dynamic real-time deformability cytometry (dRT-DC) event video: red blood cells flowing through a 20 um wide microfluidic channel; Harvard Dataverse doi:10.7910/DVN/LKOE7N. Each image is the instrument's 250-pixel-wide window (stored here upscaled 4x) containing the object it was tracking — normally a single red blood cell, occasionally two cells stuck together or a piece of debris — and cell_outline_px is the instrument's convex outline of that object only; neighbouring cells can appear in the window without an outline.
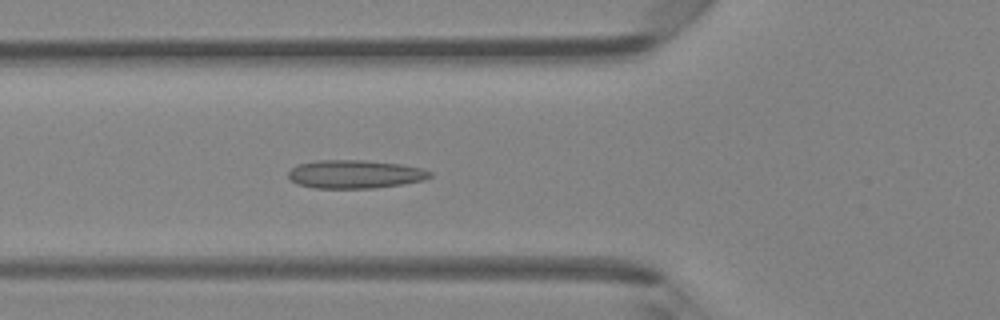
{"species": "Egyptian fruit bat (a non-hibernating species)", "species_latin": "Rousettus aegyptiacus", "temperature_condition": "room temperature", "stored_images_in_passage": 47, "camera_frame_rate_fps": 3000, "um_per_image_px": 0.085, "animal": {"sex": "female"}, "frame": {"image": 1, "passage_image": 17, "time_ms": 5.333, "image_size_px": [1000, 320], "cell_outline_px": [[432, 176], [424, 180], [404, 184], [372, 188], [316, 188], [296, 184], [288, 176], [288, 172], [292, 168], [300, 164], [320, 160], [364, 160], [400, 164], [424, 168], [432, 172]], "centroid_in_image_um": [30.22, 14.81], "position_along_channel_um": 95.6, "area_um2": 23.41}}
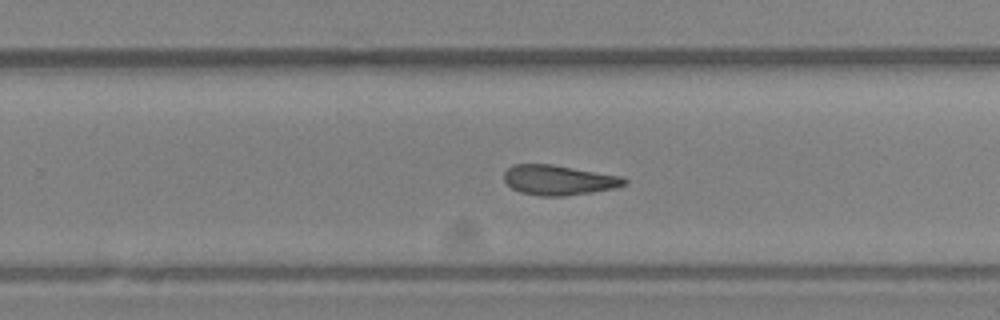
{"frame": {"image": 2, "passage_image": 30, "time_ms": 9.667, "image_size_px": [1000, 320], "cell_outline_px": [[628, 184], [616, 188], [592, 192], [564, 196], [540, 196], [520, 192], [512, 188], [504, 180], [504, 172], [512, 164], [552, 164], [624, 176], [628, 180]], "centroid_in_image_um": [47.54, 15.3], "position_along_channel_um": 282.3, "area_um2": 21.27}}
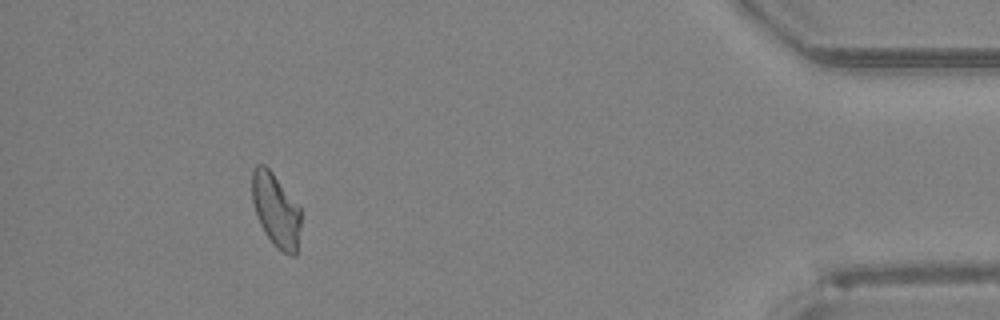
{"frame": {"image": 3, "passage_image": 43, "time_ms": 14.0, "image_size_px": [1000, 320], "cell_outline_px": [[300, 228], [296, 256], [292, 256], [276, 248], [272, 244], [264, 232], [260, 224], [252, 200], [252, 172], [256, 164], [264, 164], [272, 172], [300, 204]], "centroid_in_image_um": [23.47, 17.85], "position_along_channel_um": 411.7, "area_um2": 21.15}}